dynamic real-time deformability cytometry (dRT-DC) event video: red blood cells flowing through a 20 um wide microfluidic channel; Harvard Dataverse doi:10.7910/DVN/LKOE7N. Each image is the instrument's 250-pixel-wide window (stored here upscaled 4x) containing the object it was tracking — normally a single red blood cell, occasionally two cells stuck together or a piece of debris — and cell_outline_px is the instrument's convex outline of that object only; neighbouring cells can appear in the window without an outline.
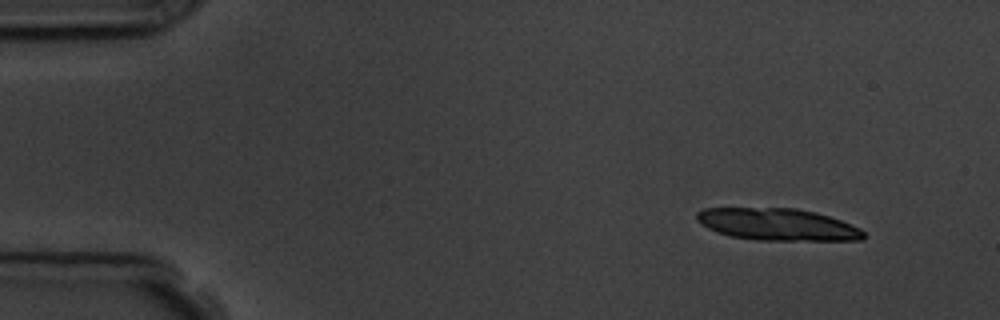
{"species": "common noctule bat (a hibernating species)", "species_latin": "Nyctalus noctula", "temperature_condition": "room temperature", "stored_images_in_passage": 5, "camera_frame_rate_fps": 3000, "um_per_image_px": 0.085, "animal": {"sex": "male", "body_mass_g": 19.5, "forearm_length_mm": 54.6}, "frame": {"image": 1, "passage_image": 1, "time_ms": 0.0, "image_size_px": [1000, 320], "cell_outline_px": [[864, 240], [756, 240], [732, 236], [716, 232], [700, 224], [696, 220], [696, 212], [704, 208], [796, 208], [816, 212], [840, 220], [860, 228], [864, 232]], "centroid_in_image_um": [66.06, 19.07], "position_along_channel_um": 18.9, "area_um2": 31.15}}